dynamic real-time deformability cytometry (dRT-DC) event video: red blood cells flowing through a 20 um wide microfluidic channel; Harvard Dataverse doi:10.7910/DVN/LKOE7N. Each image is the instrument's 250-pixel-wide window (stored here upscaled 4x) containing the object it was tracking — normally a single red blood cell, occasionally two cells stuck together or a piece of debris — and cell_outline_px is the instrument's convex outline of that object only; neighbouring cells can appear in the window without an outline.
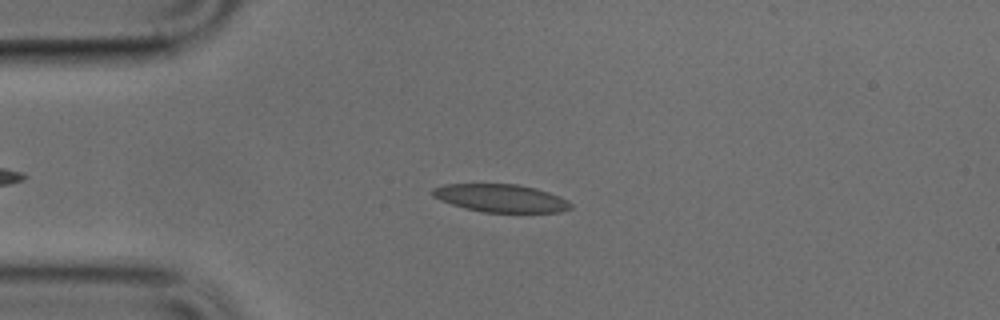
{"species": "common noctule bat (a hibernating species)", "species_latin": "Nyctalus noctula", "temperature_condition": "cold", "stored_images_in_passage": 46, "camera_frame_rate_fps": 3000, "um_per_image_px": 0.085, "animal": {"sex": "male", "body_mass_g": 17.9, "forearm_length_mm": 54.2}, "frame": {"image": 1, "passage_image": 12, "time_ms": 3.667, "image_size_px": [1000, 320], "cell_outline_px": [[572, 208], [560, 212], [484, 212], [464, 208], [440, 200], [432, 196], [432, 188], [444, 184], [516, 184], [536, 188], [560, 196], [568, 200], [572, 204]], "centroid_in_image_um": [42.57, 16.84], "position_along_channel_um": 42.4, "area_um2": 22.48}}
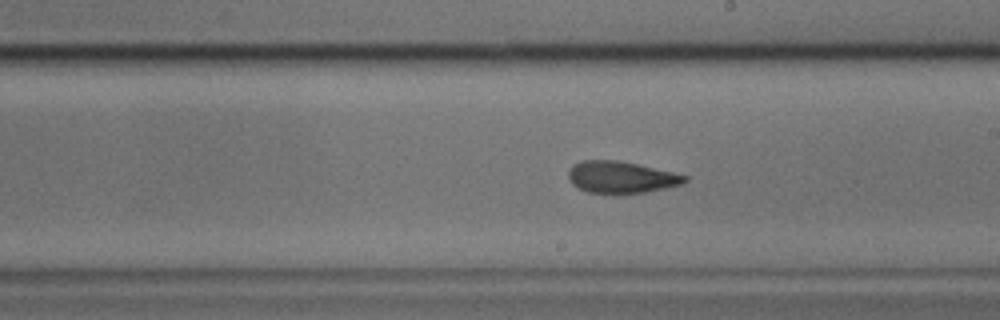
{"frame": {"image": 2, "passage_image": 28, "time_ms": 9.0, "image_size_px": [1000, 320], "cell_outline_px": [[688, 180], [684, 184], [644, 192], [616, 196], [588, 192], [572, 184], [568, 176], [568, 168], [572, 164], [580, 160], [616, 160], [636, 164], [672, 172], [688, 176]], "centroid_in_image_um": [52.76, 15.09], "position_along_channel_um": 236.2, "area_um2": 22.02}}
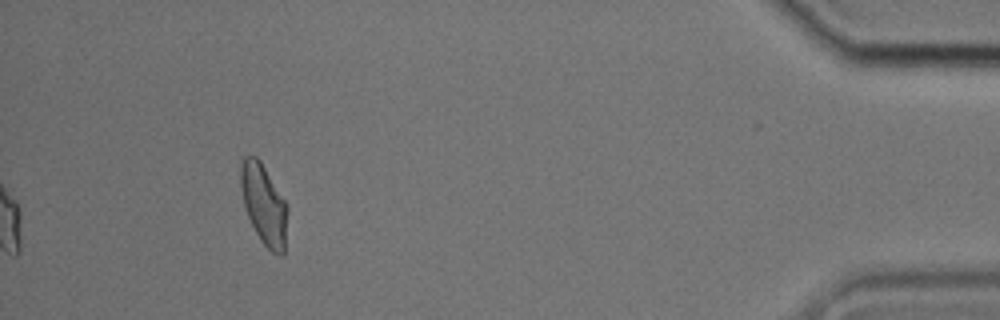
{"frame": {"image": 3, "passage_image": 46, "time_ms": 15.0, "image_size_px": [1000, 320], "cell_outline_px": [[288, 212], [284, 256], [280, 256], [272, 252], [260, 240], [248, 216], [244, 204], [240, 184], [240, 160], [244, 156], [256, 156], [260, 160], [284, 200], [288, 208]], "centroid_in_image_um": [22.43, 17.38], "position_along_channel_um": 412.8, "area_um2": 21.85}}